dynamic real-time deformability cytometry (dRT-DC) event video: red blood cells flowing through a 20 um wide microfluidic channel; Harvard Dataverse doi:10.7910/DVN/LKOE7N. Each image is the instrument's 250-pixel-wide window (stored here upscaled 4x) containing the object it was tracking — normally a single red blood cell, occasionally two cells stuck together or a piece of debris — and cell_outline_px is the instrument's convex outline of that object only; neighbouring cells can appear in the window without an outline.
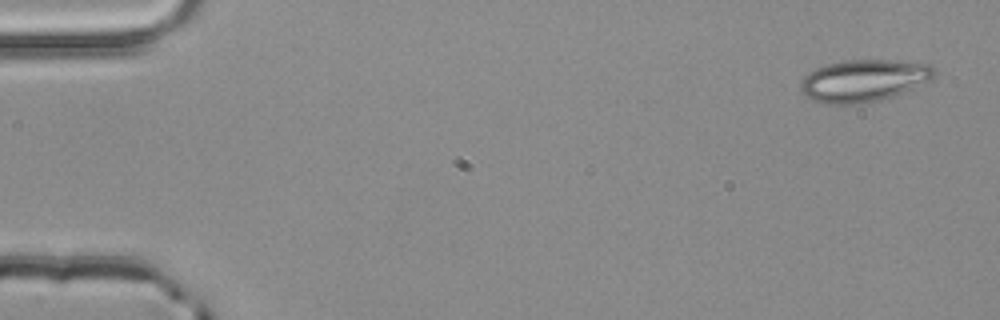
{"species": "common noctule bat (a hibernating species)", "species_latin": "Nyctalus noctula", "temperature_condition": "room temperature", "stored_images_in_passage": 4, "segment_of_instrument_passage": [2, 2], "camera_frame_rate_fps": 3000, "um_per_image_px": 0.085, "animal": {"sex": "male", "body_mass_g": 20.4}, "frame": {"image": 1, "passage_image": 4, "time_ms": 1.0, "image_size_px": [1000, 320], "cell_outline_px": [[936, 76], [912, 88], [892, 96], [876, 100], [856, 104], [824, 104], [812, 100], [800, 88], [800, 84], [804, 76], [808, 72], [816, 68], [828, 64], [844, 60], [896, 60], [928, 64], [936, 68]], "centroid_in_image_um": [73.4, 6.83], "position_along_channel_um": 11.6, "area_um2": 32.54}}